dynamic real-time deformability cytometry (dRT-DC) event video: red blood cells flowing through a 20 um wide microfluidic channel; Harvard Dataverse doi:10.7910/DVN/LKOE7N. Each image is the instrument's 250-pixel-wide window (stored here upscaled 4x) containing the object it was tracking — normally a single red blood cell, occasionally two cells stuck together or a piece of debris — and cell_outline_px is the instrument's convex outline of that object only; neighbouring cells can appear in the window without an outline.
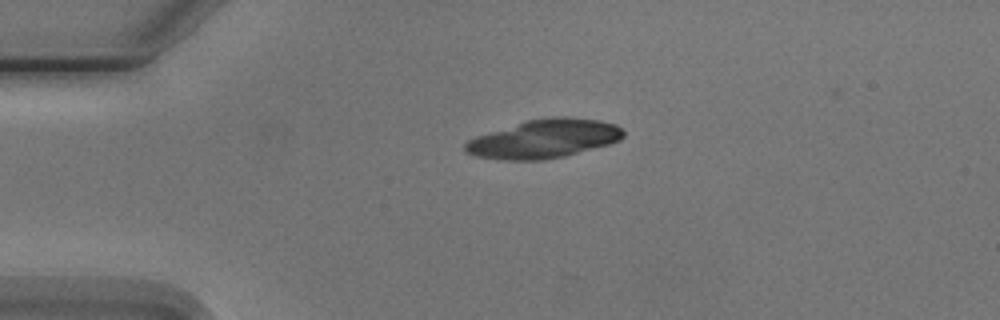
{"species": "Egyptian fruit bat (a non-hibernating species)", "species_latin": "Rousettus aegyptiacus", "temperature_condition": "cold", "stored_images_in_passage": 3, "camera_frame_rate_fps": 3000, "um_per_image_px": 0.085, "animal": {"sex": "male"}, "frame": {"image": 1, "passage_image": 2, "time_ms": 1.333, "image_size_px": [1000, 320], "cell_outline_px": [[624, 136], [620, 140], [608, 144], [564, 156], [544, 160], [504, 160], [476, 156], [464, 152], [464, 144], [468, 140], [476, 136], [528, 120], [552, 116], [568, 116], [600, 120], [616, 124], [624, 132]], "centroid_in_image_um": [46.24, 11.79], "position_along_channel_um": 38.8, "area_um2": 35.55}}